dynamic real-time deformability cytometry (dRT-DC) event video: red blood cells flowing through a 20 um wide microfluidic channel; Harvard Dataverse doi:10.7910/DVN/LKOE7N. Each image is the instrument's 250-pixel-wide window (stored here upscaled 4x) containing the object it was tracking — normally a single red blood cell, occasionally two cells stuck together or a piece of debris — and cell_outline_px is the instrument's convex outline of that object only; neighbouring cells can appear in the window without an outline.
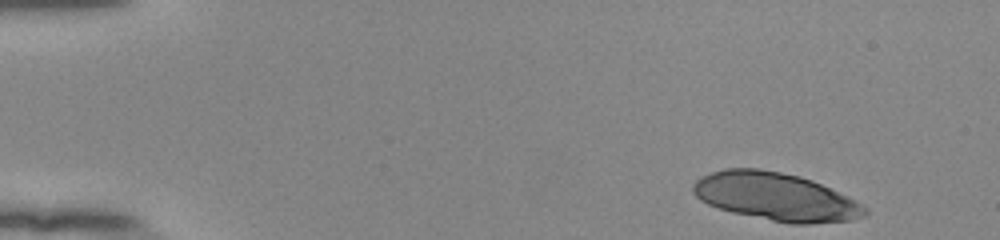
{"species": "human", "species_latin": "Homo sapiens", "temperature_condition": "room temperature", "stored_images_in_passage": 50, "segment_of_instrument_passage": [1, 2], "camera_frame_rate_fps": 3000, "um_per_image_px": 0.085, "donor": {"sex": "female"}, "frame": {"image": 1, "passage_image": 1, "time_ms": 0.0, "image_size_px": [1000, 240], "cell_outline_px": [[868, 212], [864, 216], [848, 220], [808, 224], [792, 224], [732, 212], [708, 204], [700, 200], [692, 192], [692, 184], [696, 180], [712, 172], [724, 168], [760, 168], [800, 176], [812, 180], [868, 208]], "centroid_in_image_um": [65.88, 16.71], "position_along_channel_um": 19.1, "area_um2": 47.34}}
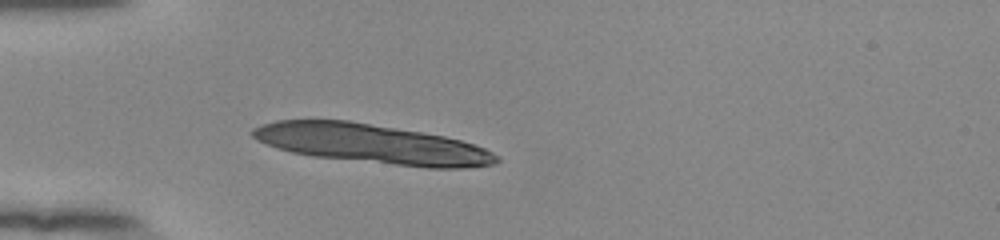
{"frame": {"image": 2, "passage_image": 12, "time_ms": 3.667, "image_size_px": [1000, 240], "cell_outline_px": [[500, 160], [492, 164], [464, 168], [428, 168], [312, 156], [292, 152], [276, 148], [256, 140], [248, 132], [252, 128], [276, 120], [348, 120], [444, 136], [460, 140], [484, 148], [492, 152]], "centroid_in_image_um": [31.56, 12.23], "position_along_channel_um": 53.4, "area_um2": 55.6}}